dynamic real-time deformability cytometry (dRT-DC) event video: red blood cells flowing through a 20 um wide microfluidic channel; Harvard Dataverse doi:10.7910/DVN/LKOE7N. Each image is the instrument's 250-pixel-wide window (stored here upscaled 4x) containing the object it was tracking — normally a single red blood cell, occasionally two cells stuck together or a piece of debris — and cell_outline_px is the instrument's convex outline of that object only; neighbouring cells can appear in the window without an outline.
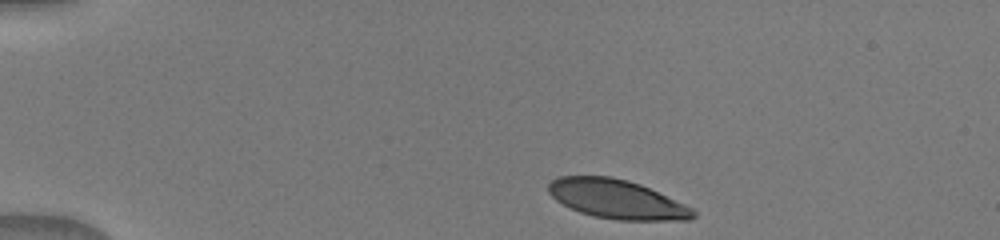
{"species": "human", "species_latin": "Homo sapiens", "temperature_condition": "warm", "stored_images_in_passage": 9, "camera_frame_rate_fps": 3000, "um_per_image_px": 0.085, "donor": {"sex": "male"}, "frame": {"image": 1, "passage_image": 1, "time_ms": 0.0, "image_size_px": [1000, 240], "cell_outline_px": [[696, 216], [688, 220], [616, 220], [592, 216], [580, 212], [556, 200], [548, 192], [548, 184], [552, 180], [560, 176], [612, 176], [628, 180], [640, 184], [684, 204], [692, 208], [696, 212]], "centroid_in_image_um": [52.42, 16.93], "position_along_channel_um": 32.6, "area_um2": 32.77}}
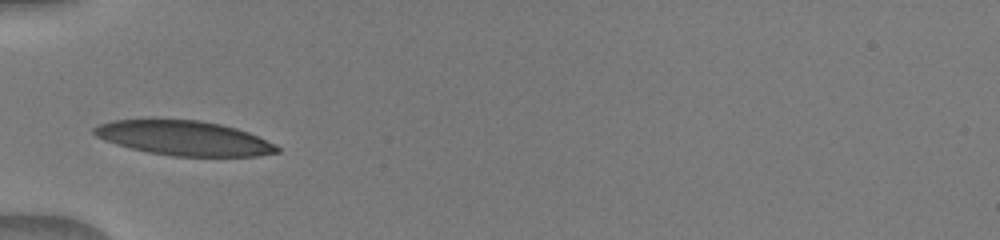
{"frame": {"image": 2, "passage_image": 7, "time_ms": 2.667, "image_size_px": [1000, 240], "cell_outline_px": [[280, 152], [256, 156], [172, 156], [148, 152], [116, 144], [104, 140], [96, 136], [92, 132], [92, 128], [100, 124], [112, 120], [200, 120], [220, 124], [236, 128], [248, 132], [276, 144], [280, 148]], "centroid_in_image_um": [15.66, 11.74], "position_along_channel_um": 69.3, "area_um2": 36.7}}